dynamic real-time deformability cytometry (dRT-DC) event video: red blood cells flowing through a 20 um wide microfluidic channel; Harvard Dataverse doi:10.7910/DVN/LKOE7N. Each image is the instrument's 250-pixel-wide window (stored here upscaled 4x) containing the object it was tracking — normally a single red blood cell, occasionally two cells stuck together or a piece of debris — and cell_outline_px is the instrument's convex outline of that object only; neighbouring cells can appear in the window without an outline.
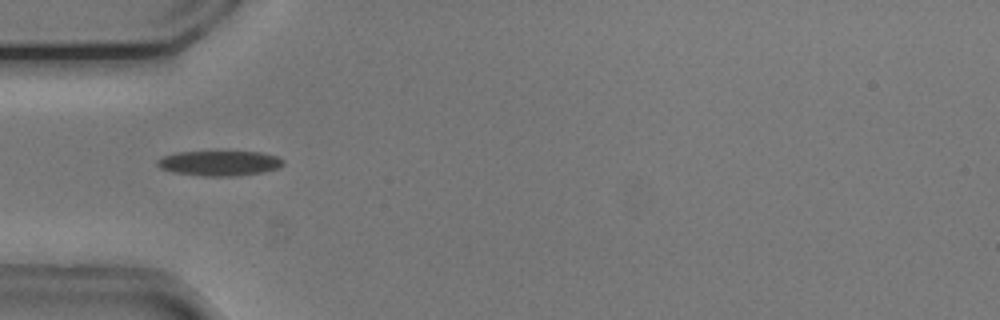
{"species": "common noctule bat (a hibernating species)", "species_latin": "Nyctalus noctula", "temperature_condition": "cold", "stored_images_in_passage": 55, "camera_frame_rate_fps": 3000, "um_per_image_px": 0.085, "animal": {"sex": "male", "body_mass_g": 20.5, "forearm_length_mm": 52.5}, "frame": {"image": 1, "passage_image": 17, "time_ms": 5.333, "image_size_px": [1000, 320], "cell_outline_px": [[284, 164], [280, 168], [264, 172], [236, 176], [200, 176], [172, 172], [160, 168], [156, 164], [156, 160], [164, 156], [176, 152], [260, 152], [276, 156], [284, 160]], "centroid_in_image_um": [18.66, 13.88], "position_along_channel_um": 66.3, "area_um2": 18.5}}
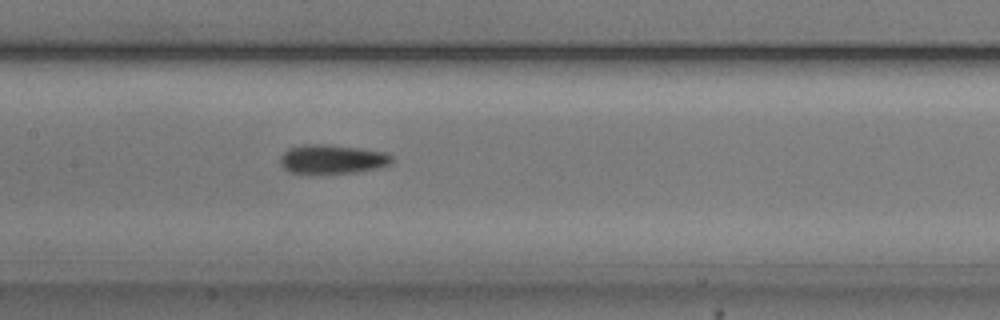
{"frame": {"image": 2, "passage_image": 26, "time_ms": 8.333, "image_size_px": [1000, 320], "cell_outline_px": [[392, 160], [388, 164], [380, 168], [356, 172], [308, 176], [288, 172], [280, 164], [280, 156], [288, 148], [304, 144], [328, 144], [360, 148], [384, 152], [392, 156]], "centroid_in_image_um": [28.16, 13.57], "position_along_channel_um": 179.2, "area_um2": 19.65}}
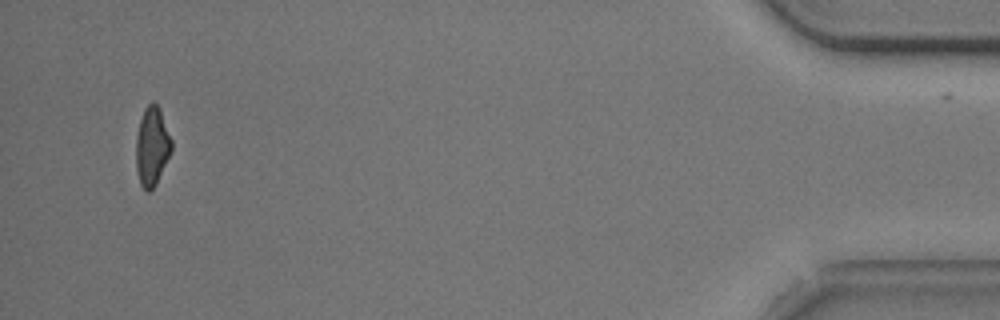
{"frame": {"image": 3, "passage_image": 52, "time_ms": 17.0, "image_size_px": [1000, 320], "cell_outline_px": [[172, 148], [156, 184], [148, 192], [140, 184], [136, 168], [136, 136], [140, 120], [144, 108], [152, 100], [160, 108], [172, 140]], "centroid_in_image_um": [12.91, 12.4], "position_along_channel_um": 422.3, "area_um2": 16.24}, "authors_computed_cell_mechanics": {"area_um2": 17.4556, "velocity_mm_per_s": 3.7324, "shape_relaxation_time_tau1_ms": 9.7534, "shape_relaxation_time_tau2_ms": 6.5403, "deformation_change_tau1": 0.2089, "deformation_change_tau2": 0.1578}}